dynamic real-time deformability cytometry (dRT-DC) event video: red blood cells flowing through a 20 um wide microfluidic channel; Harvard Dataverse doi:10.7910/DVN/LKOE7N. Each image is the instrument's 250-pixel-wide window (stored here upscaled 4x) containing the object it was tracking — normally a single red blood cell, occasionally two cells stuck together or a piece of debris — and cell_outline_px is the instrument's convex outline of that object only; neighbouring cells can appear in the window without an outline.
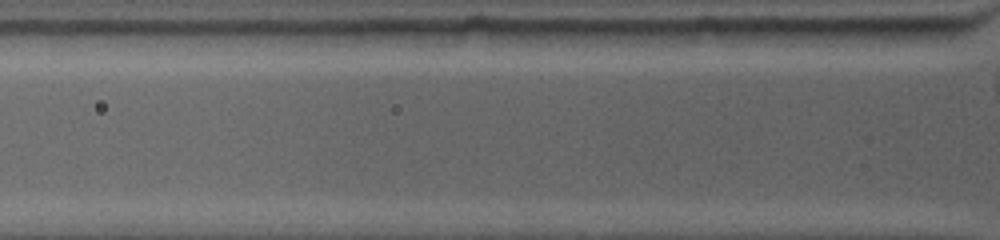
{"species": "common noctule bat (a hibernating species)", "species_latin": "Nyctalus noctula", "temperature_condition": "warm", "stored_images_in_passage": 2, "camera_frame_rate_fps": 4500, "um_per_image_px": 0.085, "animal": {"sex": "female", "body_mass_g": 19.0, "forearm_length_mm": 53.3}, "frame": {"image": 1, "passage_image": 2, "time_ms": 0.444, "image_size_px": [1000, 240], "cell_outline_px": [[964, 32], [952, 36], [924, 44], [872, 44], [840, 28], [960, 28]], "centroid_in_image_um": [76.75, 2.97], "position_along_channel_um": 49.1, "area_um2": 10.75}}